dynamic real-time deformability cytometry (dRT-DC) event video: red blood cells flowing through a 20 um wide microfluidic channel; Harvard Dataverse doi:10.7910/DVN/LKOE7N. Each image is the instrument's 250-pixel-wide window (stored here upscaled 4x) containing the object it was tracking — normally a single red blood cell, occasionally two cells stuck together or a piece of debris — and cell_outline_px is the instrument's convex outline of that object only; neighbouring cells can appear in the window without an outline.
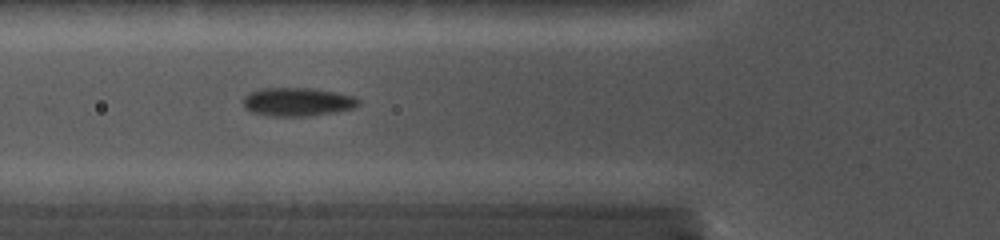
{"species": "common noctule bat (a hibernating species)", "species_latin": "Nyctalus noctula", "temperature_condition": "cold", "stored_images_in_passage": 7, "camera_frame_rate_fps": 5000, "um_per_image_px": 0.085, "animal": {"sex": "female", "body_mass_g": 19.0, "forearm_length_mm": 56.7}, "frame": {"image": 1, "passage_image": 2, "time_ms": 0.8, "image_size_px": [1000, 240], "cell_outline_px": [[360, 104], [352, 108], [332, 112], [300, 116], [272, 116], [256, 112], [248, 108], [244, 104], [244, 96], [260, 88], [312, 88], [336, 92], [352, 96], [360, 100]], "centroid_in_image_um": [25.31, 8.64], "position_along_channel_um": 100.5, "area_um2": 18.61}}
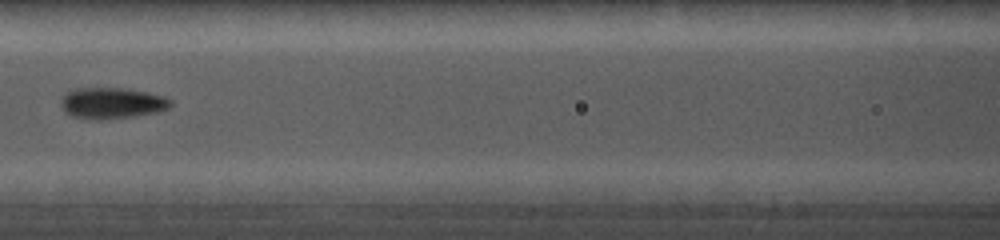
{"frame": {"image": 2, "passage_image": 4, "time_ms": 2.2, "image_size_px": [1000, 240], "cell_outline_px": [[172, 104], [164, 108], [152, 112], [124, 116], [76, 116], [68, 112], [64, 108], [64, 96], [68, 92], [76, 88], [128, 88], [148, 92], [164, 96]], "centroid_in_image_um": [9.56, 8.67], "position_along_channel_um": 157.0, "area_um2": 18.09}}
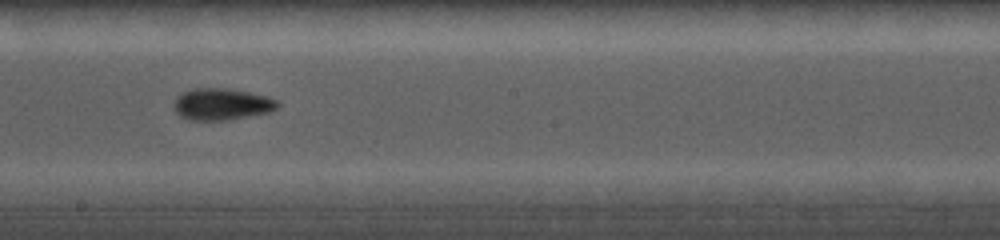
{"frame": {"image": 3, "passage_image": 6, "time_ms": 4.0, "image_size_px": [1000, 240], "cell_outline_px": [[280, 104], [276, 108], [268, 112], [228, 120], [192, 120], [180, 116], [172, 108], [176, 100], [184, 92], [192, 88], [224, 88], [248, 92], [268, 96], [276, 100]], "centroid_in_image_um": [18.85, 8.86], "position_along_channel_um": 229.4, "area_um2": 18.96}}